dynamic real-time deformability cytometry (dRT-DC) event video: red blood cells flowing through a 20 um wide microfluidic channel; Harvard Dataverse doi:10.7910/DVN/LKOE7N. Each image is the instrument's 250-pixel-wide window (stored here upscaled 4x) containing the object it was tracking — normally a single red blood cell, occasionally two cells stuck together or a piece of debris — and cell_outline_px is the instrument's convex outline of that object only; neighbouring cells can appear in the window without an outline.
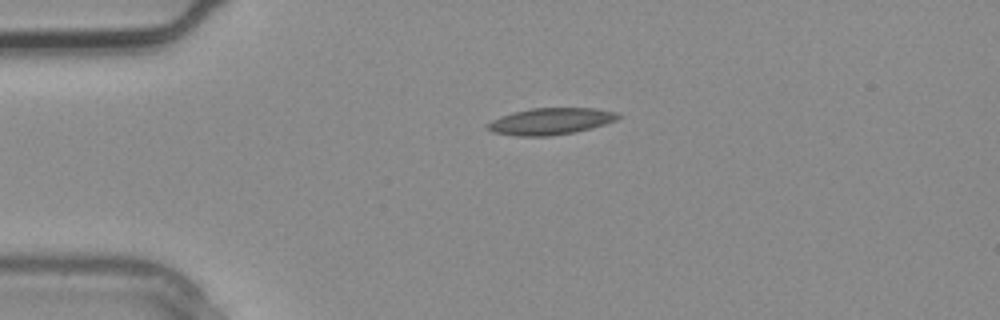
{"species": "common noctule bat (a hibernating species)", "species_latin": "Nyctalus noctula", "temperature_condition": "warm", "stored_images_in_passage": 2, "camera_frame_rate_fps": 3000, "um_per_image_px": 0.085, "animal": {"sex": "male", "body_mass_g": 20.4}, "frame": {"image": 1, "passage_image": 2, "time_ms": 0.333, "image_size_px": [1000, 320], "cell_outline_px": [[620, 116], [616, 120], [592, 128], [576, 132], [548, 136], [516, 136], [492, 132], [484, 128], [484, 124], [500, 116], [512, 112], [532, 108], [596, 108], [616, 112]], "centroid_in_image_um": [46.74, 10.31], "position_along_channel_um": 38.3, "area_um2": 20.46}}